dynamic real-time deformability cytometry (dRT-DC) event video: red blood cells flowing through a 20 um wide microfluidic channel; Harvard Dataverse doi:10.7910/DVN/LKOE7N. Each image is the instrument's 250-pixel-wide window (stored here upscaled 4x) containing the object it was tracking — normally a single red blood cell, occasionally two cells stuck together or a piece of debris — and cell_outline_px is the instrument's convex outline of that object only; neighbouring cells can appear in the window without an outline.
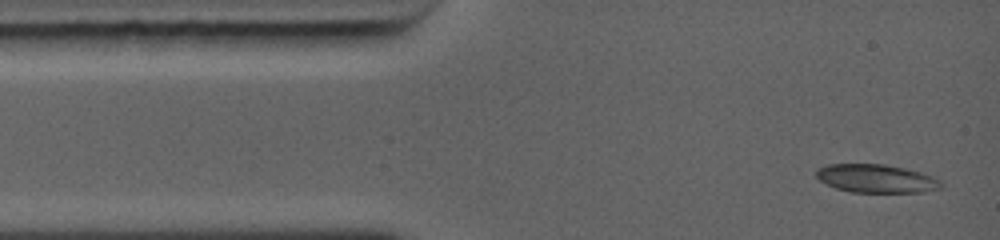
{"species": "common noctule bat (a hibernating species)", "species_latin": "Nyctalus noctula", "temperature_condition": "warm", "stored_images_in_passage": 12, "camera_frame_rate_fps": 5000, "um_per_image_px": 0.085, "animal": {"sex": "female", "body_mass_g": 19.0, "forearm_length_mm": 56.7}, "frame": {"image": 1, "passage_image": 1, "time_ms": 0.0, "image_size_px": [1000, 240], "cell_outline_px": [[944, 188], [924, 192], [852, 192], [836, 188], [820, 180], [816, 176], [816, 168], [828, 164], [884, 164], [904, 168], [920, 172], [932, 176], [940, 180], [944, 184]], "centroid_in_image_um": [74.52, 15.18], "position_along_channel_um": 10.5, "area_um2": 20.69}}
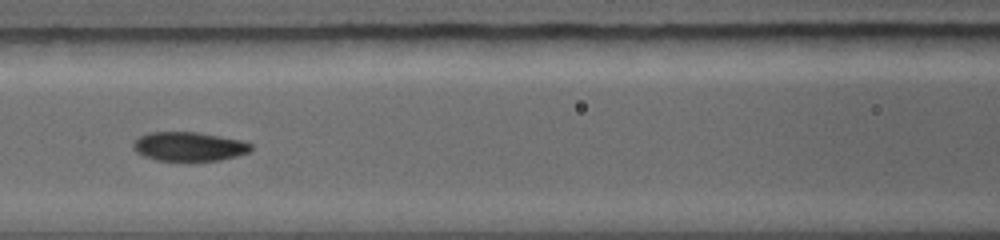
{"frame": {"image": 2, "passage_image": 7, "time_ms": 4.4, "image_size_px": [1000, 240], "cell_outline_px": [[252, 148], [248, 152], [236, 156], [220, 160], [192, 164], [156, 160], [144, 156], [136, 152], [132, 148], [132, 144], [140, 136], [148, 132], [200, 132], [240, 140], [252, 144]], "centroid_in_image_um": [16.04, 12.5], "position_along_channel_um": 150.6, "area_um2": 20.75}}
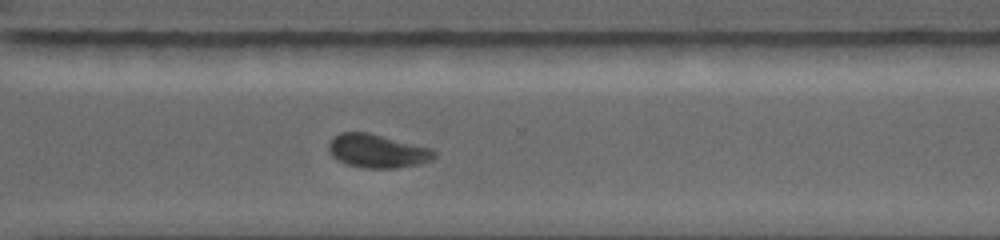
{"frame": {"image": 3, "passage_image": 12, "time_ms": 8.6, "image_size_px": [1000, 240], "cell_outline_px": [[436, 156], [432, 160], [416, 164], [396, 168], [364, 168], [348, 164], [336, 160], [332, 156], [328, 148], [328, 144], [332, 136], [340, 132], [368, 132], [432, 148], [436, 152]], "centroid_in_image_um": [32.05, 12.82], "position_along_channel_um": 338.5, "area_um2": 20.75}}